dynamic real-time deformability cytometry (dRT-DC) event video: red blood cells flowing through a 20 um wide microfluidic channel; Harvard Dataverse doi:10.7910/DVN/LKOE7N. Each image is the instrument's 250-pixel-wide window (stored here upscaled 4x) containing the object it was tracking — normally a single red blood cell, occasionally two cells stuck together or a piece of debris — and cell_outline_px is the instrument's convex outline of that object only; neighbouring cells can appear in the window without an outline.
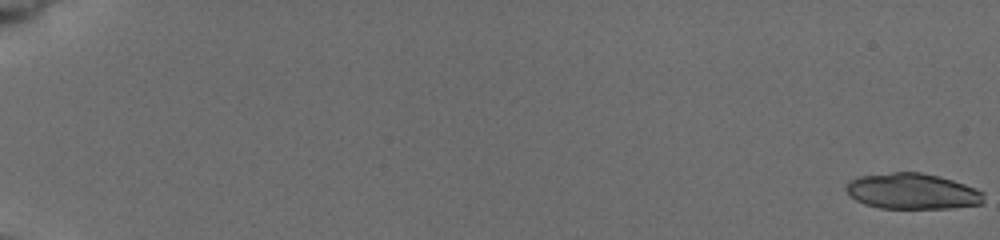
{"species": "common noctule bat (a hibernating species)", "species_latin": "Nyctalus noctula", "temperature_condition": "cold", "stored_images_in_passage": 49, "camera_frame_rate_fps": 3000, "um_per_image_px": 0.085, "animal": {"sex": "female", "body_mass_g": 19.5, "forearm_length_mm": 54.1}, "frame": {"image": 1, "passage_image": 1, "time_ms": 0.0, "image_size_px": [1000, 240], "cell_outline_px": [[984, 204], [948, 208], [880, 208], [864, 204], [856, 200], [844, 188], [852, 180], [860, 176], [892, 172], [920, 172], [940, 176], [964, 184], [984, 192]], "centroid_in_image_um": [77.58, 16.26], "position_along_channel_um": 7.4, "area_um2": 28.61}}
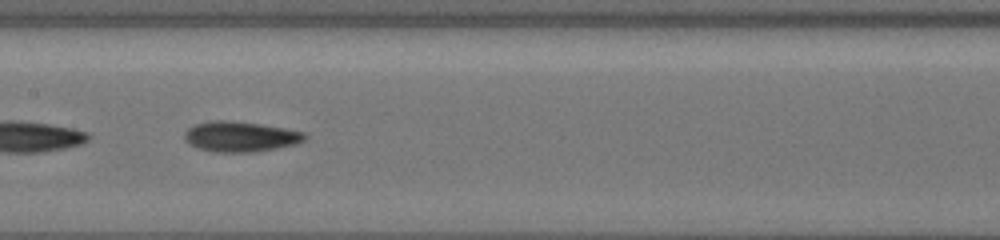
{"frame": {"image": 2, "passage_image": 27, "time_ms": 10.333, "image_size_px": [1000, 240], "cell_outline_px": [[308, 136], [304, 140], [296, 144], [256, 152], [212, 152], [196, 148], [188, 144], [184, 140], [184, 132], [188, 128], [196, 124], [212, 120], [232, 120], [260, 124], [284, 128], [304, 132]], "centroid_in_image_um": [20.4, 11.61], "position_along_channel_um": 187.0, "area_um2": 21.5}}
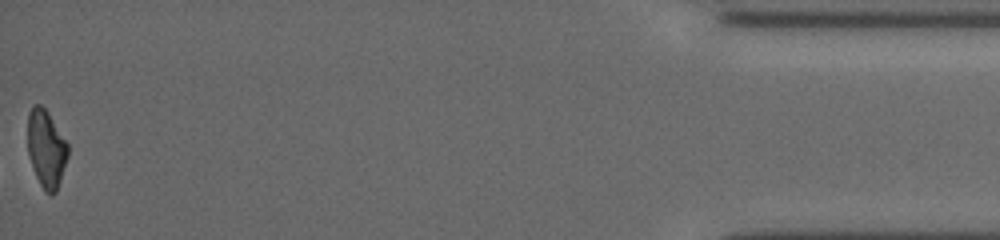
{"frame": {"image": 3, "passage_image": 49, "time_ms": 18.667, "image_size_px": [1000, 240], "cell_outline_px": [[68, 156], [56, 192], [52, 196], [44, 192], [36, 176], [28, 152], [28, 112], [32, 104], [40, 104], [48, 112], [68, 144]], "centroid_in_image_um": [3.93, 12.64], "position_along_channel_um": 431.3, "area_um2": 18.15}, "authors_computed_cell_mechanics": {"area_um2": 20.808, "velocity_mm_per_s": 3.8637, "shape_relaxation_time_tau1_ms": 3.88, "shape_relaxation_time_tau2_ms": 4.597, "deformation_change_tau1": 0.1203, "deformation_change_tau2": 0.1204}}